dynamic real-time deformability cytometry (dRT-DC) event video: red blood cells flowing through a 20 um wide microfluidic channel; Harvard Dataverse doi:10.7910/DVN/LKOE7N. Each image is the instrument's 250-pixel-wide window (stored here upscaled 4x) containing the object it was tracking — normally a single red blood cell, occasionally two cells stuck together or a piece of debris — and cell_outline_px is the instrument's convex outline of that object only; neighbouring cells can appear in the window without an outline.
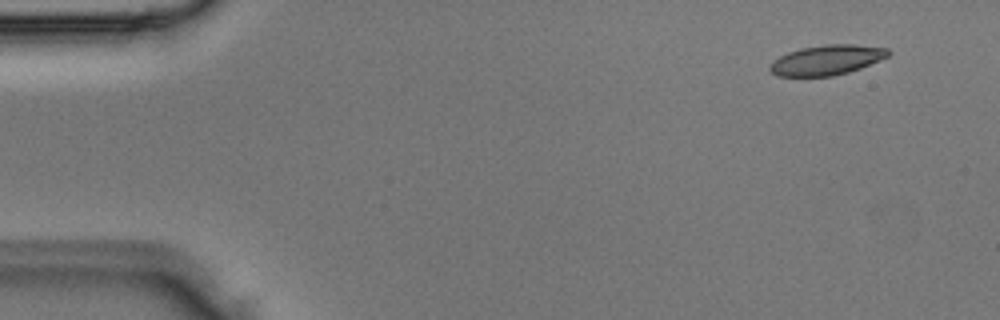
{"species": "Egyptian fruit bat (a non-hibernating species)", "species_latin": "Rousettus aegyptiacus", "temperature_condition": "room temperature", "stored_images_in_passage": 3, "camera_frame_rate_fps": 3000, "um_per_image_px": 0.085, "animal": {"sex": "male"}, "frame": {"image": 1, "passage_image": 1, "time_ms": 0.0, "image_size_px": [1000, 320], "cell_outline_px": [[892, 52], [888, 56], [880, 60], [860, 68], [848, 72], [832, 76], [776, 76], [768, 68], [768, 64], [772, 60], [788, 52], [800, 48], [828, 44], [856, 44], [888, 48]], "centroid_in_image_um": [70.26, 5.09], "position_along_channel_um": 14.7, "area_um2": 20.81}}